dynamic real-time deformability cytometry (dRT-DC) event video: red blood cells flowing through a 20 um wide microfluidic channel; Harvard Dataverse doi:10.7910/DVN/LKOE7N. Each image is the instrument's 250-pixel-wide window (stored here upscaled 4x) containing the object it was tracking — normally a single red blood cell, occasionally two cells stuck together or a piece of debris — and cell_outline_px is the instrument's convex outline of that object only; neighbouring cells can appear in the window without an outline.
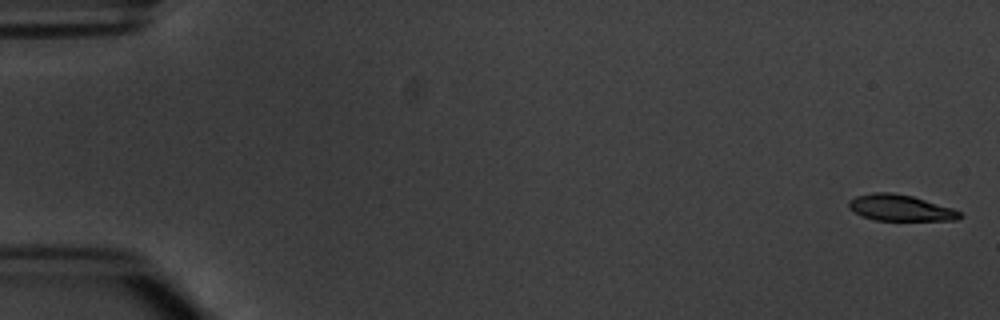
{"species": "common noctule bat (a hibernating species)", "species_latin": "Nyctalus noctula", "temperature_condition": "warm", "stored_images_in_passage": 6, "camera_frame_rate_fps": 3000, "um_per_image_px": 0.085, "animal": {"sex": "male", "body_mass_g": 20.1, "forearm_length_mm": 53.5}, "frame": {"image": 1, "passage_image": 1, "time_ms": 0.0, "image_size_px": [1000, 320], "cell_outline_px": [[964, 216], [956, 220], [876, 220], [860, 216], [852, 212], [848, 208], [848, 200], [856, 196], [876, 192], [892, 192], [912, 196], [952, 208], [960, 212]], "centroid_in_image_um": [76.48, 17.67], "position_along_channel_um": 8.5, "area_um2": 16.99}}